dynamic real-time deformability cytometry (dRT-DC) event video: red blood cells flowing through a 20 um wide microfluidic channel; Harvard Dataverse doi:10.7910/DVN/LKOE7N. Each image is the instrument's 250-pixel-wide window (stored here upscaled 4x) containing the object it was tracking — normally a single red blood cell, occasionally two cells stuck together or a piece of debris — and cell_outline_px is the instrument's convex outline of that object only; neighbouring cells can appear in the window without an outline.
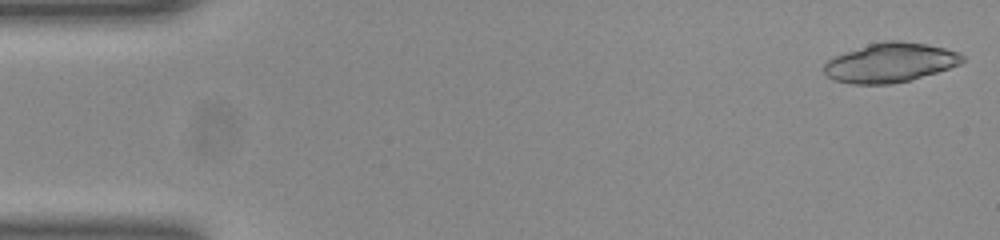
{"species": "common noctule bat (a hibernating species)", "species_latin": "Nyctalus noctula", "temperature_condition": "room temperature", "stored_images_in_passage": 50, "camera_frame_rate_fps": 3000, "um_per_image_px": 0.085, "animal": {"sex": "female", "body_mass_g": 23.0, "forearm_length_mm": 53.4}, "frame": {"image": 1, "passage_image": 1, "time_ms": 0.0, "image_size_px": [1000, 240], "cell_outline_px": [[964, 60], [960, 64], [936, 72], [908, 80], [892, 84], [852, 84], [832, 80], [824, 72], [824, 64], [832, 56], [868, 44], [884, 40], [900, 40], [928, 44], [960, 52], [964, 56]], "centroid_in_image_um": [75.64, 5.31], "position_along_channel_um": 9.4, "area_um2": 31.85}}